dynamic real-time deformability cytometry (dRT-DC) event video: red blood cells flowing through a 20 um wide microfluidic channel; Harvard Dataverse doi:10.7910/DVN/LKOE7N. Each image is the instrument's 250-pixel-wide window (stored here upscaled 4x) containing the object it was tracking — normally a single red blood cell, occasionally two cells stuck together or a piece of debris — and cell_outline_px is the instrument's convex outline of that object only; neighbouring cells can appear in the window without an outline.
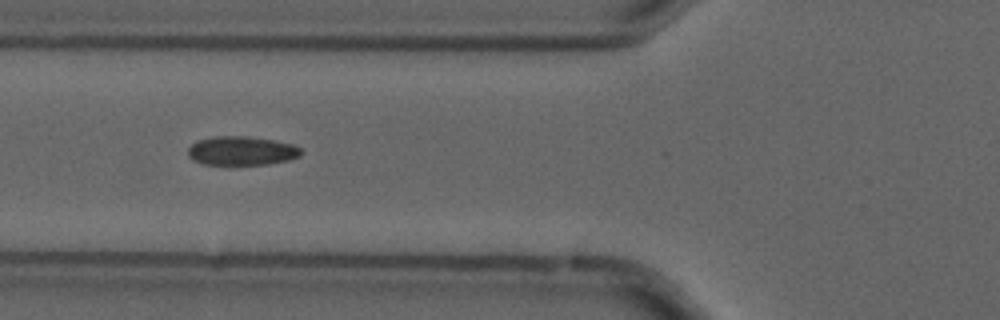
{"species": "common noctule bat (a hibernating species)", "species_latin": "Nyctalus noctula", "temperature_condition": "cold", "stored_images_in_passage": 6, "camera_frame_rate_fps": 3000, "um_per_image_px": 0.085, "animal": {"sex": "male", "forearm_length_mm": 52.5}, "frame": {"image": 1, "passage_image": 5, "time_ms": 1.333, "image_size_px": [1000, 320], "cell_outline_px": [[300, 156], [288, 160], [268, 164], [204, 164], [192, 160], [188, 156], [188, 148], [192, 144], [200, 140], [212, 136], [248, 136], [272, 140], [292, 144], [300, 148]], "centroid_in_image_um": [20.51, 12.81], "position_along_channel_um": 105.3, "area_um2": 18.9}}
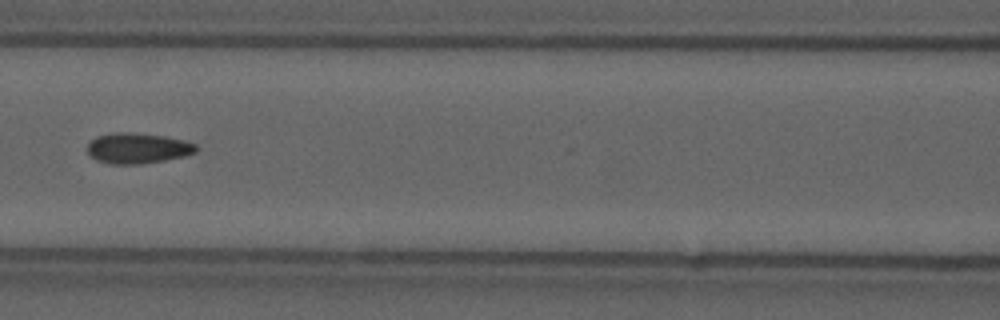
{"frame": {"image": 2, "passage_image": 6, "time_ms": 1.667, "image_size_px": [1000, 320], "cell_outline_px": [[196, 152], [184, 156], [164, 160], [140, 164], [108, 164], [96, 160], [88, 152], [88, 144], [96, 136], [116, 132], [124, 132], [164, 136], [184, 140], [196, 144]], "centroid_in_image_um": [11.69, 12.6], "position_along_channel_um": 154.9, "area_um2": 19.19}}